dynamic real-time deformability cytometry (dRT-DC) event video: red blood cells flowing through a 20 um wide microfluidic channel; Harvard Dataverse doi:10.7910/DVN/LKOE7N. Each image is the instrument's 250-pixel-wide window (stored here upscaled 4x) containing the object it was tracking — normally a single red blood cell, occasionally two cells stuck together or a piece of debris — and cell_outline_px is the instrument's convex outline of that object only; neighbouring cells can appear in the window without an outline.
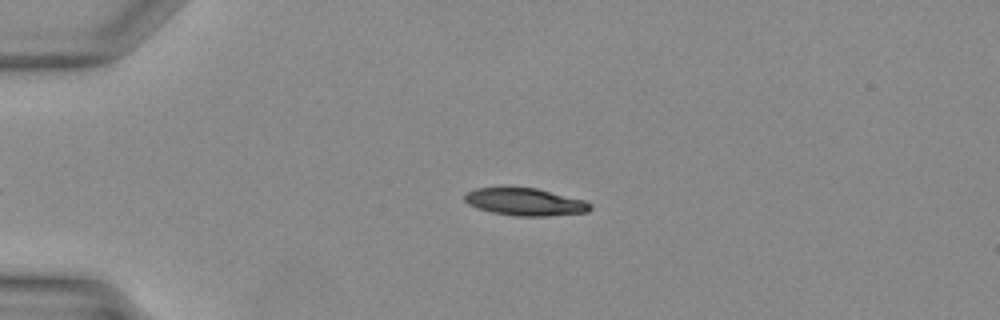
{"species": "Egyptian fruit bat (a non-hibernating species)", "species_latin": "Rousettus aegyptiacus", "temperature_condition": "warm", "stored_images_in_passage": 28, "camera_frame_rate_fps": 3000, "um_per_image_px": 0.085, "animal": {"sex": "female"}, "frame": {"image": 1, "passage_image": 2, "time_ms": 0.333, "image_size_px": [1000, 320], "cell_outline_px": [[592, 208], [588, 212], [548, 216], [516, 216], [492, 212], [468, 204], [464, 200], [464, 196], [468, 192], [476, 188], [536, 188], [584, 200], [592, 204]], "centroid_in_image_um": [44.67, 17.17], "position_along_channel_um": 40.3, "area_um2": 19.83}}
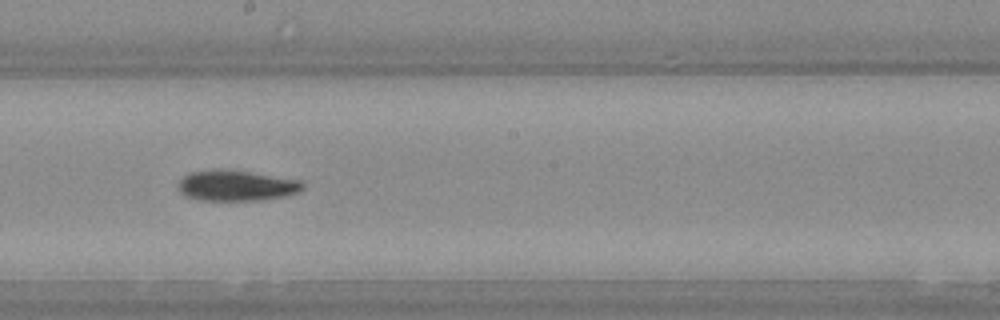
{"frame": {"image": 2, "passage_image": 15, "time_ms": 4.667, "image_size_px": [1000, 320], "cell_outline_px": [[304, 188], [300, 192], [284, 196], [260, 200], [200, 200], [184, 196], [180, 192], [176, 184], [184, 176], [192, 172], [248, 172], [304, 180]], "centroid_in_image_um": [20.15, 15.82], "position_along_channel_um": 228.0, "area_um2": 21.62}}
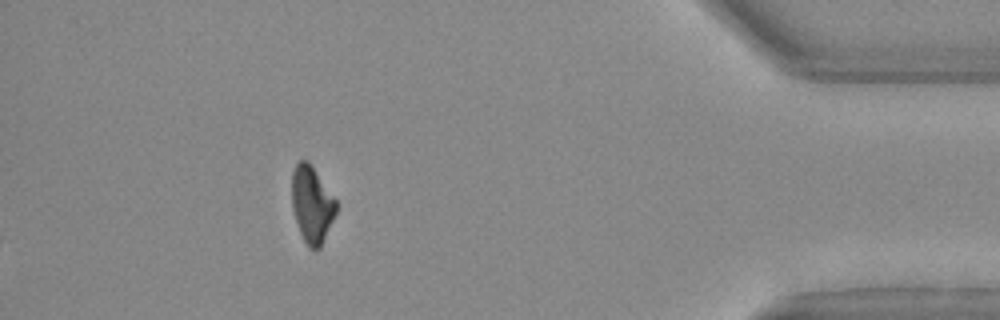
{"frame": {"image": 3, "passage_image": 28, "time_ms": 9.0, "image_size_px": [1000, 320], "cell_outline_px": [[336, 212], [320, 248], [308, 248], [300, 232], [292, 208], [292, 172], [296, 164], [300, 160], [308, 160], [336, 200]], "centroid_in_image_um": [26.49, 17.36], "position_along_channel_um": 408.7, "area_um2": 19.48}}